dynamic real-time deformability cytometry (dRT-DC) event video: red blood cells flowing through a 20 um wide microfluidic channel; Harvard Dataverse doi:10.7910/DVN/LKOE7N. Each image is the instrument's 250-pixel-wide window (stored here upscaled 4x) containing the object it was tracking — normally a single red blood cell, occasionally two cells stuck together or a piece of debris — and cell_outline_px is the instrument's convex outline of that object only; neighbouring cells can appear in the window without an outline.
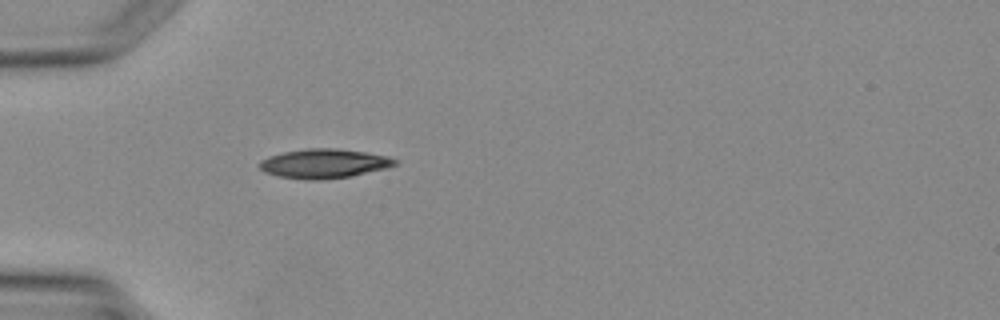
{"species": "Egyptian fruit bat (a non-hibernating species)", "species_latin": "Rousettus aegyptiacus", "temperature_condition": "warm", "stored_images_in_passage": 1, "camera_frame_rate_fps": 3000, "um_per_image_px": 0.085, "animal": {"sex": "female"}, "frame": {"image": 1, "passage_image": 1, "time_ms": 0.0, "image_size_px": [1000, 320], "cell_outline_px": [[400, 160], [396, 164], [384, 168], [352, 176], [320, 180], [304, 180], [280, 176], [264, 172], [260, 168], [260, 160], [268, 156], [284, 152], [304, 148], [336, 148], [364, 152], [388, 156]], "centroid_in_image_um": [27.53, 13.9], "position_along_channel_um": 57.5, "area_um2": 23.12}}